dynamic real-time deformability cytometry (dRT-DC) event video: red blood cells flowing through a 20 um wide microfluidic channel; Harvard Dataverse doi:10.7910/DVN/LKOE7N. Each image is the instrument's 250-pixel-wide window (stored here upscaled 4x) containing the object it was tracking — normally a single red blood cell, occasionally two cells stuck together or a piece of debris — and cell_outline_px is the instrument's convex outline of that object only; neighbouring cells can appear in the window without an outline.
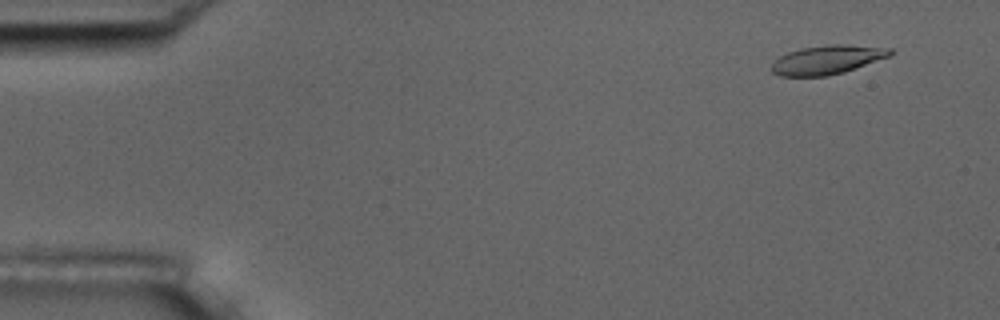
{"species": "common noctule bat (a hibernating species)", "species_latin": "Nyctalus noctula", "temperature_condition": "room temperature", "stored_images_in_passage": 8, "camera_frame_rate_fps": 3000, "um_per_image_px": 0.085, "animal": {"sex": "male", "body_mass_g": 17.5, "forearm_length_mm": 52.3}, "frame": {"image": 1, "passage_image": 1, "time_ms": 0.0, "image_size_px": [1000, 320], "cell_outline_px": [[892, 56], [844, 72], [828, 76], [780, 76], [772, 72], [768, 68], [780, 56], [788, 52], [800, 48], [828, 44], [844, 44], [892, 48]], "centroid_in_image_um": [70.32, 5.08], "position_along_channel_um": 14.7, "area_um2": 20.23}}
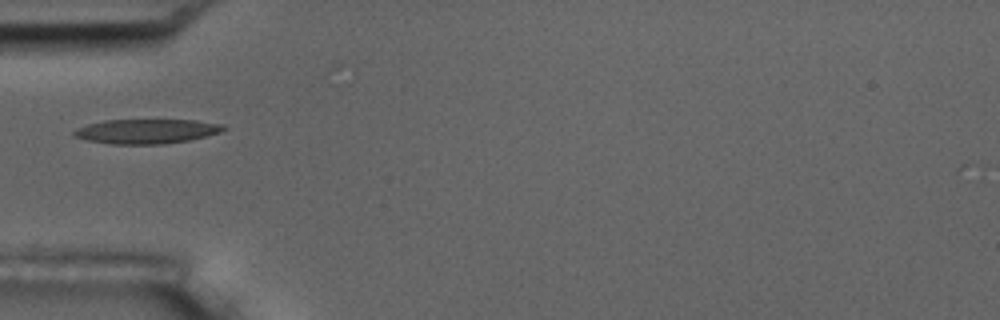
{"frame": {"image": 2, "passage_image": 5, "time_ms": 4.667, "image_size_px": [1000, 320], "cell_outline_px": [[228, 128], [220, 132], [188, 140], [164, 144], [112, 144], [84, 140], [72, 136], [72, 132], [76, 128], [88, 124], [104, 120], [196, 120], [224, 124]], "centroid_in_image_um": [12.42, 11.16], "position_along_channel_um": 72.6, "area_um2": 21.5}}
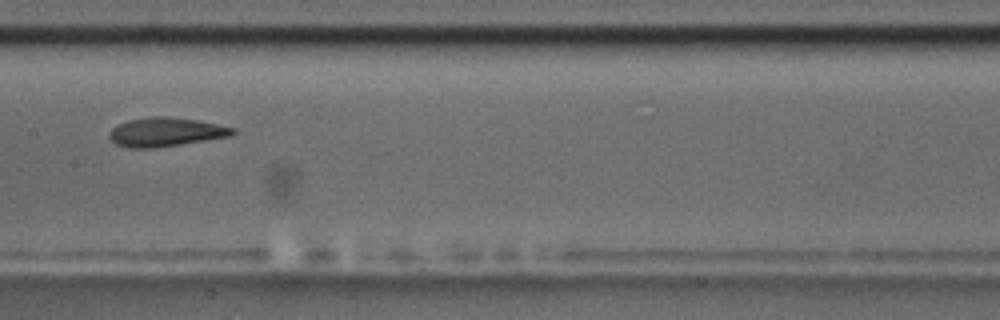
{"frame": {"image": 3, "passage_image": 8, "time_ms": 8.0, "image_size_px": [1000, 320], "cell_outline_px": [[236, 132], [232, 136], [180, 144], [152, 148], [128, 148], [116, 144], [108, 136], [108, 132], [116, 124], [128, 120], [152, 116], [168, 116], [196, 120], [236, 128]], "centroid_in_image_um": [14.06, 11.22], "position_along_channel_um": 193.3, "area_um2": 20.87}}